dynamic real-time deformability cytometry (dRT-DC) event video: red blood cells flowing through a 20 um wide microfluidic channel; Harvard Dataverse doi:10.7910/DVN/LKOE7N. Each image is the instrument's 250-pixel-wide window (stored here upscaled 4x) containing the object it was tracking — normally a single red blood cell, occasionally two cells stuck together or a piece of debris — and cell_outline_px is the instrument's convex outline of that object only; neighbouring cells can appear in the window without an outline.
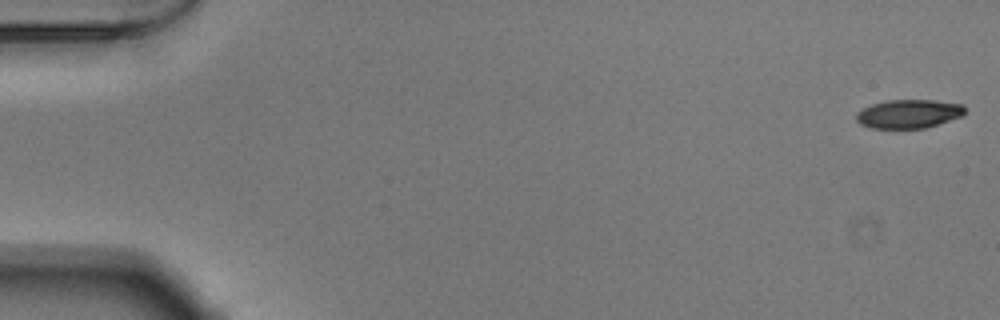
{"species": "Egyptian fruit bat (a non-hibernating species)", "species_latin": "Rousettus aegyptiacus", "temperature_condition": "warm", "stored_images_in_passage": 53, "camera_frame_rate_fps": 3000, "um_per_image_px": 0.085, "animal": {"sex": "male"}, "frame": {"image": 1, "passage_image": 1, "time_ms": 0.0, "image_size_px": [1000, 320], "cell_outline_px": [[964, 116], [924, 128], [872, 128], [860, 124], [856, 120], [856, 112], [872, 104], [888, 100], [936, 100], [964, 104]], "centroid_in_image_um": [77.26, 9.67], "position_along_channel_um": 7.7, "area_um2": 18.21}}
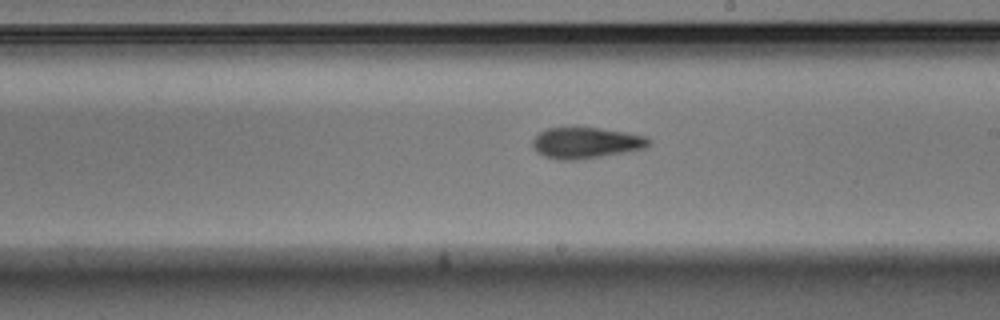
{"frame": {"image": 2, "passage_image": 31, "time_ms": 10.0, "image_size_px": [1000, 320], "cell_outline_px": [[652, 144], [644, 148], [624, 152], [600, 156], [572, 160], [560, 160], [544, 156], [532, 144], [532, 140], [540, 132], [548, 128], [600, 128], [648, 136], [652, 140]], "centroid_in_image_um": [49.86, 12.13], "position_along_channel_um": 239.1, "area_um2": 20.69}}
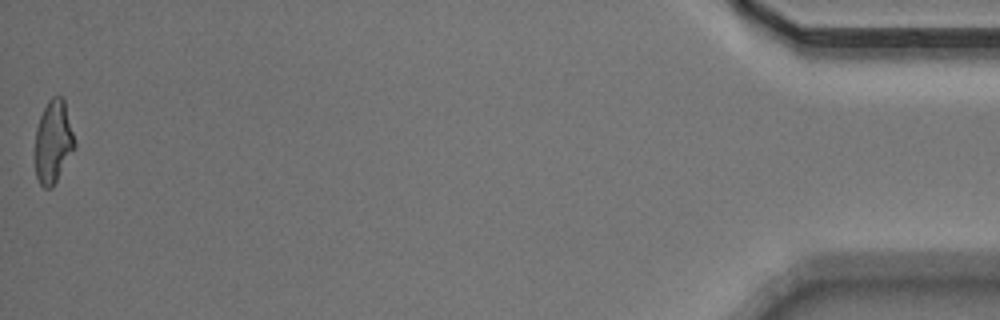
{"frame": {"image": 3, "passage_image": 53, "time_ms": 17.333, "image_size_px": [1000, 320], "cell_outline_px": [[76, 148], [52, 188], [44, 188], [40, 184], [36, 176], [36, 128], [40, 116], [48, 100], [52, 96], [60, 96], [64, 100], [76, 144]], "centroid_in_image_um": [4.54, 12.06], "position_along_channel_um": 430.7, "area_um2": 19.02}, "authors_computed_cell_mechanics": {"area_um2": 20.1144, "velocity_mm_per_s": 3.8665, "shape_relaxation_time_tau1_ms": 5.0352, "shape_relaxation_time_tau2_ms": 4.5397, "deformation_change_tau1": 0.1738, "deformation_change_tau2": 0.1415}}